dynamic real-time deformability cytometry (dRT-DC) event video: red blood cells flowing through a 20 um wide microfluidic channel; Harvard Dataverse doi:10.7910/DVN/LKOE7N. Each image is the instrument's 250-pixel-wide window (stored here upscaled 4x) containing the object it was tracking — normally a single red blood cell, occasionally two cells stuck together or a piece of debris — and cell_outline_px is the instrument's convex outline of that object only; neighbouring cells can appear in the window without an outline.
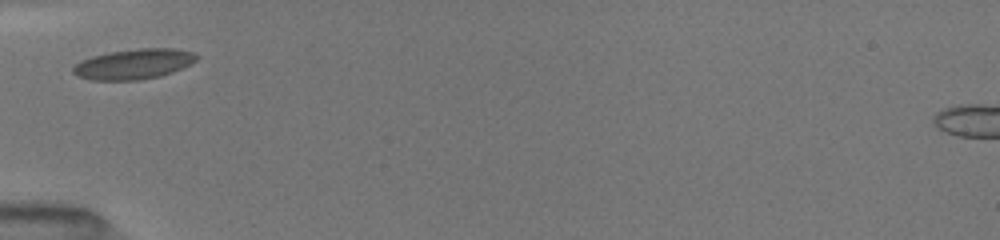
{"species": "common noctule bat (a hibernating species)", "species_latin": "Nyctalus noctula", "temperature_condition": "room temperature", "stored_images_in_passage": 9, "camera_frame_rate_fps": 3000, "um_per_image_px": 0.085, "animal": {"sex": "female", "body_mass_g": 19.5, "forearm_length_mm": 54.1}, "frame": {"image": 1, "passage_image": 1, "time_ms": 0.0, "image_size_px": [1000, 240], "cell_outline_px": [[200, 56], [196, 60], [172, 72], [160, 76], [140, 80], [92, 80], [80, 76], [72, 72], [72, 68], [80, 60], [92, 56], [112, 52], [140, 48], [172, 48], [192, 52]], "centroid_in_image_um": [11.36, 5.44], "position_along_channel_um": 73.6, "area_um2": 21.5}}
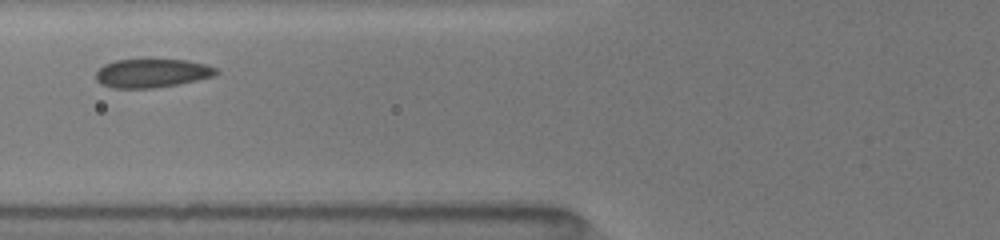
{"frame": {"image": 2, "passage_image": 8, "time_ms": 1.0, "image_size_px": [1000, 240], "cell_outline_px": [[220, 72], [216, 76], [180, 84], [152, 88], [112, 88], [100, 84], [96, 80], [96, 72], [104, 64], [116, 60], [188, 60], [204, 64], [216, 68]], "centroid_in_image_um": [12.93, 6.23], "position_along_channel_um": 112.9, "area_um2": 20.17}}